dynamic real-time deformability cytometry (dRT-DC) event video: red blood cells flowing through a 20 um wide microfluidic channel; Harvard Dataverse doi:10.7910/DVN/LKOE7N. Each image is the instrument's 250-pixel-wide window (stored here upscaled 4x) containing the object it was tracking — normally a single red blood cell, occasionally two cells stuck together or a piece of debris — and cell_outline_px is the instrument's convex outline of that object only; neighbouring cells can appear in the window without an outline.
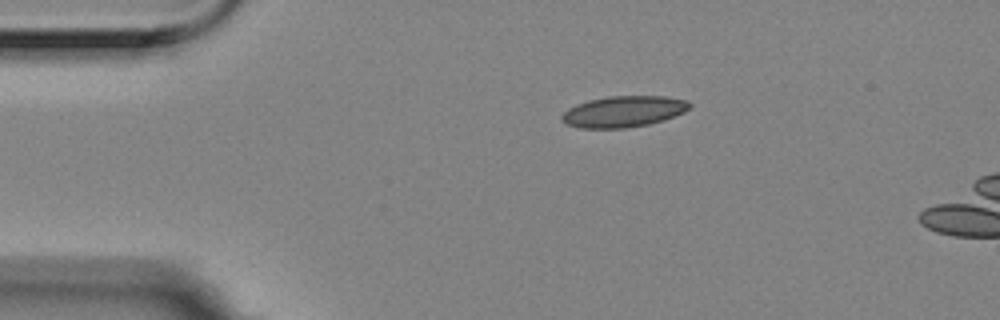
{"species": "Egyptian fruit bat (a non-hibernating species)", "species_latin": "Rousettus aegyptiacus", "temperature_condition": "room temperature", "stored_images_in_passage": 3, "camera_frame_rate_fps": 3000, "um_per_image_px": 0.085, "animal": {"sex": "female"}, "frame": {"image": 1, "passage_image": 1, "time_ms": 0.0, "image_size_px": [1000, 320], "cell_outline_px": [[692, 104], [684, 112], [664, 120], [648, 124], [624, 128], [580, 128], [568, 124], [560, 120], [560, 116], [568, 108], [576, 104], [588, 100], [608, 96], [664, 96], [688, 100]], "centroid_in_image_um": [52.99, 9.47], "position_along_channel_um": 32.0, "area_um2": 23.24}}